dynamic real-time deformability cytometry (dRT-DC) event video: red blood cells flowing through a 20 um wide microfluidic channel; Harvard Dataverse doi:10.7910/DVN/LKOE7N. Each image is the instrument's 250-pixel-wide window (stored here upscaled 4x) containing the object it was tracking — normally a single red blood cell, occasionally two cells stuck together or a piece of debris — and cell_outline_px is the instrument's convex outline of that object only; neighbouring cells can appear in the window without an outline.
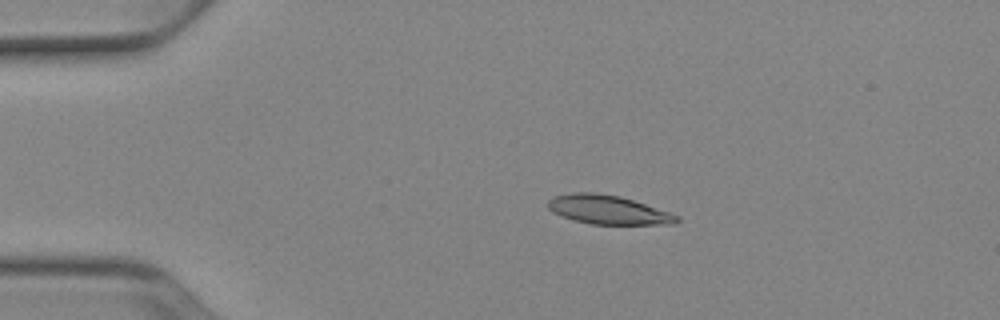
{"species": "Egyptian fruit bat (a non-hibernating species)", "species_latin": "Rousettus aegyptiacus", "temperature_condition": "cold", "stored_images_in_passage": 42, "camera_frame_rate_fps": 3000, "um_per_image_px": 0.085, "animal": {"sex": "female"}, "frame": {"image": 1, "passage_image": 1, "time_ms": 0.0, "image_size_px": [1000, 320], "cell_outline_px": [[680, 220], [672, 224], [592, 224], [576, 220], [552, 212], [548, 208], [548, 200], [552, 196], [572, 192], [596, 192], [620, 196], [680, 216]], "centroid_in_image_um": [51.65, 17.81], "position_along_channel_um": 33.3, "area_um2": 21.5}}
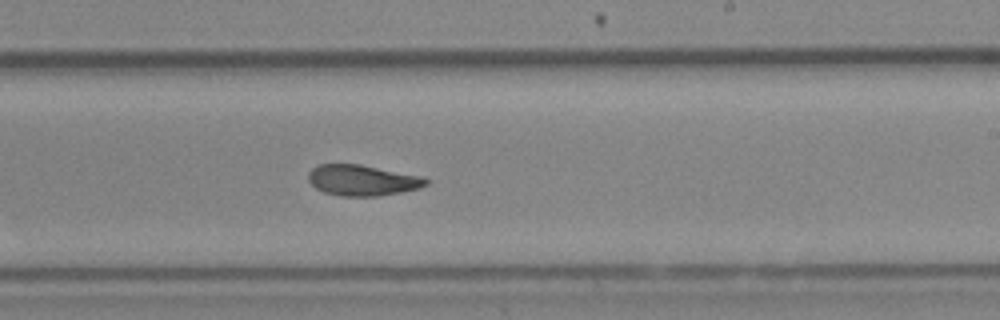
{"frame": {"image": 2, "passage_image": 22, "time_ms": 7.0, "image_size_px": [1000, 320], "cell_outline_px": [[428, 184], [420, 188], [400, 192], [376, 196], [340, 196], [324, 192], [316, 188], [308, 180], [308, 172], [312, 168], [320, 164], [360, 164], [420, 176], [428, 180]], "centroid_in_image_um": [30.77, 15.32], "position_along_channel_um": 258.2, "area_um2": 20.98}}
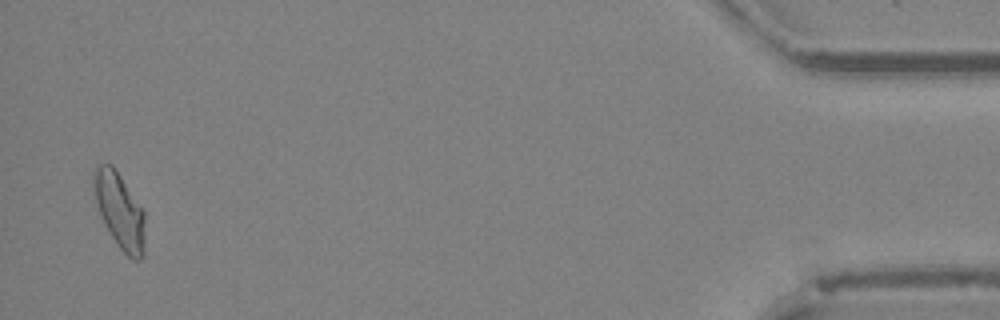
{"frame": {"image": 3, "passage_image": 41, "time_ms": 13.333, "image_size_px": [1000, 320], "cell_outline_px": [[144, 256], [140, 260], [132, 260], [120, 248], [104, 224], [100, 216], [96, 200], [92, 176], [96, 164], [112, 164], [144, 212]], "centroid_in_image_um": [10.16, 17.92], "position_along_channel_um": 425.0, "area_um2": 22.25}, "authors_computed_cell_mechanics": {"area_um2": 21.7039, "velocity_mm_per_s": 3.9258, "shape_relaxation_time_tau1_ms": 6.6379, "shape_relaxation_time_tau2_ms": 2.3633, "deformation_change_tau1": 0.1911, "deformation_change_tau2": 0.0757}}